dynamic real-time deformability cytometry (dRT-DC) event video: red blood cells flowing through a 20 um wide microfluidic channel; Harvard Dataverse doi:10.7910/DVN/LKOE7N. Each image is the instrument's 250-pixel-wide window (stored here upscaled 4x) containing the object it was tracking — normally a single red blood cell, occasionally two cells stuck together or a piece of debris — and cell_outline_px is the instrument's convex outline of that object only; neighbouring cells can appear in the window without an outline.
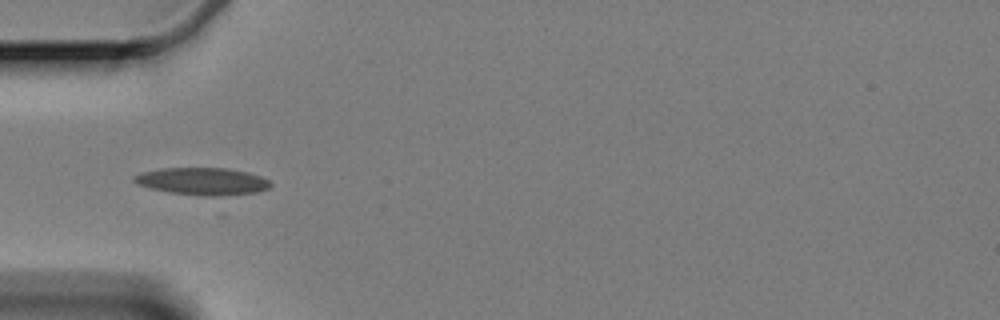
{"species": "Egyptian fruit bat (a non-hibernating species)", "species_latin": "Rousettus aegyptiacus", "temperature_condition": "cold", "stored_images_in_passage": 24, "camera_frame_rate_fps": 3000, "um_per_image_px": 0.085, "animal": {"sex": "female"}, "frame": {"image": 1, "passage_image": 2, "time_ms": 0.333, "image_size_px": [1000, 320], "cell_outline_px": [[272, 184], [268, 188], [256, 192], [220, 196], [200, 196], [172, 192], [152, 188], [136, 184], [132, 180], [132, 176], [144, 172], [164, 168], [224, 168], [248, 172], [260, 176], [268, 180]], "centroid_in_image_um": [17.21, 15.41], "position_along_channel_um": 67.8, "area_um2": 21.5}}
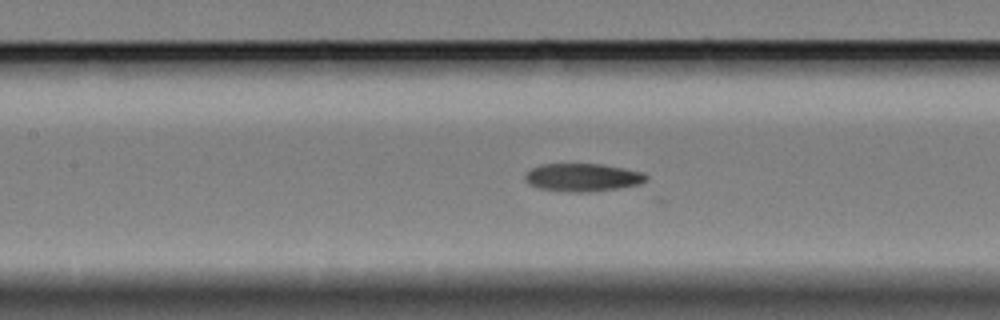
{"frame": {"image": 2, "passage_image": 10, "time_ms": 3.0, "image_size_px": [1000, 320], "cell_outline_px": [[648, 176], [640, 184], [616, 188], [588, 192], [572, 192], [540, 188], [528, 184], [524, 180], [524, 176], [532, 168], [540, 164], [600, 164], [640, 172]], "centroid_in_image_um": [49.46, 15.08], "position_along_channel_um": 157.9, "area_um2": 19.36}}
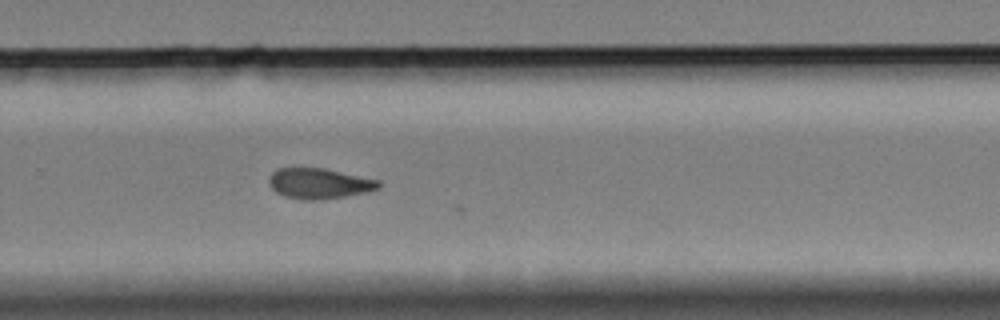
{"frame": {"image": 3, "passage_image": 23, "time_ms": 7.333, "image_size_px": [1000, 320], "cell_outline_px": [[380, 188], [364, 192], [324, 200], [320, 200], [284, 196], [276, 192], [268, 184], [268, 180], [272, 172], [280, 168], [324, 168], [380, 180]], "centroid_in_image_um": [27.13, 15.58], "position_along_channel_um": 302.7, "area_um2": 19.25}}